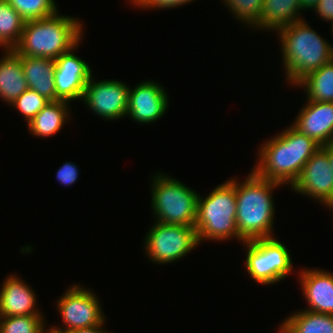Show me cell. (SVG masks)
I'll return each instance as SVG.
<instances>
[{
    "instance_id": "11",
    "label": "cell",
    "mask_w": 333,
    "mask_h": 333,
    "mask_svg": "<svg viewBox=\"0 0 333 333\" xmlns=\"http://www.w3.org/2000/svg\"><path fill=\"white\" fill-rule=\"evenodd\" d=\"M327 153L320 147L306 162L291 190L330 209L333 206V173Z\"/></svg>"
},
{
    "instance_id": "1",
    "label": "cell",
    "mask_w": 333,
    "mask_h": 333,
    "mask_svg": "<svg viewBox=\"0 0 333 333\" xmlns=\"http://www.w3.org/2000/svg\"><path fill=\"white\" fill-rule=\"evenodd\" d=\"M262 144L252 169L258 176L278 182L283 187L293 185L306 162L321 147L292 125Z\"/></svg>"
},
{
    "instance_id": "18",
    "label": "cell",
    "mask_w": 333,
    "mask_h": 333,
    "mask_svg": "<svg viewBox=\"0 0 333 333\" xmlns=\"http://www.w3.org/2000/svg\"><path fill=\"white\" fill-rule=\"evenodd\" d=\"M0 58V99L11 105L28 89L21 56L14 50H4Z\"/></svg>"
},
{
    "instance_id": "6",
    "label": "cell",
    "mask_w": 333,
    "mask_h": 333,
    "mask_svg": "<svg viewBox=\"0 0 333 333\" xmlns=\"http://www.w3.org/2000/svg\"><path fill=\"white\" fill-rule=\"evenodd\" d=\"M151 183V208L155 221L194 226L199 194L178 179L156 172Z\"/></svg>"
},
{
    "instance_id": "2",
    "label": "cell",
    "mask_w": 333,
    "mask_h": 333,
    "mask_svg": "<svg viewBox=\"0 0 333 333\" xmlns=\"http://www.w3.org/2000/svg\"><path fill=\"white\" fill-rule=\"evenodd\" d=\"M281 185L258 176L253 170L246 179H235L236 224L240 243L272 238L275 219L273 190Z\"/></svg>"
},
{
    "instance_id": "25",
    "label": "cell",
    "mask_w": 333,
    "mask_h": 333,
    "mask_svg": "<svg viewBox=\"0 0 333 333\" xmlns=\"http://www.w3.org/2000/svg\"><path fill=\"white\" fill-rule=\"evenodd\" d=\"M232 15L244 25L258 30V21L261 19V10L264 0H222Z\"/></svg>"
},
{
    "instance_id": "5",
    "label": "cell",
    "mask_w": 333,
    "mask_h": 333,
    "mask_svg": "<svg viewBox=\"0 0 333 333\" xmlns=\"http://www.w3.org/2000/svg\"><path fill=\"white\" fill-rule=\"evenodd\" d=\"M235 178L216 186L207 196L198 199L195 229L199 245L204 240L225 241L240 234L236 224Z\"/></svg>"
},
{
    "instance_id": "26",
    "label": "cell",
    "mask_w": 333,
    "mask_h": 333,
    "mask_svg": "<svg viewBox=\"0 0 333 333\" xmlns=\"http://www.w3.org/2000/svg\"><path fill=\"white\" fill-rule=\"evenodd\" d=\"M45 318L42 315L3 317L0 333H44Z\"/></svg>"
},
{
    "instance_id": "23",
    "label": "cell",
    "mask_w": 333,
    "mask_h": 333,
    "mask_svg": "<svg viewBox=\"0 0 333 333\" xmlns=\"http://www.w3.org/2000/svg\"><path fill=\"white\" fill-rule=\"evenodd\" d=\"M25 22L6 0H0V47L3 50H13L18 45Z\"/></svg>"
},
{
    "instance_id": "24",
    "label": "cell",
    "mask_w": 333,
    "mask_h": 333,
    "mask_svg": "<svg viewBox=\"0 0 333 333\" xmlns=\"http://www.w3.org/2000/svg\"><path fill=\"white\" fill-rule=\"evenodd\" d=\"M25 21L49 17L58 11L54 0H6Z\"/></svg>"
},
{
    "instance_id": "34",
    "label": "cell",
    "mask_w": 333,
    "mask_h": 333,
    "mask_svg": "<svg viewBox=\"0 0 333 333\" xmlns=\"http://www.w3.org/2000/svg\"><path fill=\"white\" fill-rule=\"evenodd\" d=\"M130 1L131 4L134 5V7H136V5L141 1V0H128Z\"/></svg>"
},
{
    "instance_id": "33",
    "label": "cell",
    "mask_w": 333,
    "mask_h": 333,
    "mask_svg": "<svg viewBox=\"0 0 333 333\" xmlns=\"http://www.w3.org/2000/svg\"><path fill=\"white\" fill-rule=\"evenodd\" d=\"M328 155V159L333 171V142L321 147ZM333 173V172H332Z\"/></svg>"
},
{
    "instance_id": "22",
    "label": "cell",
    "mask_w": 333,
    "mask_h": 333,
    "mask_svg": "<svg viewBox=\"0 0 333 333\" xmlns=\"http://www.w3.org/2000/svg\"><path fill=\"white\" fill-rule=\"evenodd\" d=\"M303 88L307 100L333 102V60L306 76L297 87Z\"/></svg>"
},
{
    "instance_id": "3",
    "label": "cell",
    "mask_w": 333,
    "mask_h": 333,
    "mask_svg": "<svg viewBox=\"0 0 333 333\" xmlns=\"http://www.w3.org/2000/svg\"><path fill=\"white\" fill-rule=\"evenodd\" d=\"M279 34L286 81L294 87L333 60V45L304 19L276 31Z\"/></svg>"
},
{
    "instance_id": "12",
    "label": "cell",
    "mask_w": 333,
    "mask_h": 333,
    "mask_svg": "<svg viewBox=\"0 0 333 333\" xmlns=\"http://www.w3.org/2000/svg\"><path fill=\"white\" fill-rule=\"evenodd\" d=\"M80 43L55 59L56 101L82 100L85 86L93 76L87 61L74 54Z\"/></svg>"
},
{
    "instance_id": "38",
    "label": "cell",
    "mask_w": 333,
    "mask_h": 333,
    "mask_svg": "<svg viewBox=\"0 0 333 333\" xmlns=\"http://www.w3.org/2000/svg\"><path fill=\"white\" fill-rule=\"evenodd\" d=\"M277 333H284V332L279 328Z\"/></svg>"
},
{
    "instance_id": "14",
    "label": "cell",
    "mask_w": 333,
    "mask_h": 333,
    "mask_svg": "<svg viewBox=\"0 0 333 333\" xmlns=\"http://www.w3.org/2000/svg\"><path fill=\"white\" fill-rule=\"evenodd\" d=\"M292 126L321 147L333 142V102L306 100Z\"/></svg>"
},
{
    "instance_id": "20",
    "label": "cell",
    "mask_w": 333,
    "mask_h": 333,
    "mask_svg": "<svg viewBox=\"0 0 333 333\" xmlns=\"http://www.w3.org/2000/svg\"><path fill=\"white\" fill-rule=\"evenodd\" d=\"M69 103L64 100L49 102L27 125L28 131L41 138L58 133L70 117Z\"/></svg>"
},
{
    "instance_id": "37",
    "label": "cell",
    "mask_w": 333,
    "mask_h": 333,
    "mask_svg": "<svg viewBox=\"0 0 333 333\" xmlns=\"http://www.w3.org/2000/svg\"><path fill=\"white\" fill-rule=\"evenodd\" d=\"M330 26H332L331 29H332V34H333V22L331 23ZM332 36H333V35H332Z\"/></svg>"
},
{
    "instance_id": "17",
    "label": "cell",
    "mask_w": 333,
    "mask_h": 333,
    "mask_svg": "<svg viewBox=\"0 0 333 333\" xmlns=\"http://www.w3.org/2000/svg\"><path fill=\"white\" fill-rule=\"evenodd\" d=\"M21 62L28 89L38 92L50 102L56 101L55 60L21 56Z\"/></svg>"
},
{
    "instance_id": "32",
    "label": "cell",
    "mask_w": 333,
    "mask_h": 333,
    "mask_svg": "<svg viewBox=\"0 0 333 333\" xmlns=\"http://www.w3.org/2000/svg\"><path fill=\"white\" fill-rule=\"evenodd\" d=\"M319 0H300L301 8L302 10L306 11L307 10H313Z\"/></svg>"
},
{
    "instance_id": "8",
    "label": "cell",
    "mask_w": 333,
    "mask_h": 333,
    "mask_svg": "<svg viewBox=\"0 0 333 333\" xmlns=\"http://www.w3.org/2000/svg\"><path fill=\"white\" fill-rule=\"evenodd\" d=\"M144 251L152 263L178 262L199 245L194 226L164 224L158 221L146 232Z\"/></svg>"
},
{
    "instance_id": "28",
    "label": "cell",
    "mask_w": 333,
    "mask_h": 333,
    "mask_svg": "<svg viewBox=\"0 0 333 333\" xmlns=\"http://www.w3.org/2000/svg\"><path fill=\"white\" fill-rule=\"evenodd\" d=\"M79 177V169L77 165L71 162H65L56 173V178L61 185L71 186L77 182Z\"/></svg>"
},
{
    "instance_id": "13",
    "label": "cell",
    "mask_w": 333,
    "mask_h": 333,
    "mask_svg": "<svg viewBox=\"0 0 333 333\" xmlns=\"http://www.w3.org/2000/svg\"><path fill=\"white\" fill-rule=\"evenodd\" d=\"M166 89L154 80L142 81L129 88L127 117L140 124L158 121L167 113L169 105Z\"/></svg>"
},
{
    "instance_id": "4",
    "label": "cell",
    "mask_w": 333,
    "mask_h": 333,
    "mask_svg": "<svg viewBox=\"0 0 333 333\" xmlns=\"http://www.w3.org/2000/svg\"><path fill=\"white\" fill-rule=\"evenodd\" d=\"M55 14L26 21L21 40L13 49L19 56L57 59L83 37L84 25L73 16Z\"/></svg>"
},
{
    "instance_id": "30",
    "label": "cell",
    "mask_w": 333,
    "mask_h": 333,
    "mask_svg": "<svg viewBox=\"0 0 333 333\" xmlns=\"http://www.w3.org/2000/svg\"><path fill=\"white\" fill-rule=\"evenodd\" d=\"M313 11L326 22H333V0H319Z\"/></svg>"
},
{
    "instance_id": "35",
    "label": "cell",
    "mask_w": 333,
    "mask_h": 333,
    "mask_svg": "<svg viewBox=\"0 0 333 333\" xmlns=\"http://www.w3.org/2000/svg\"><path fill=\"white\" fill-rule=\"evenodd\" d=\"M2 320H3V314H2V310L0 308V327H1V324H2Z\"/></svg>"
},
{
    "instance_id": "21",
    "label": "cell",
    "mask_w": 333,
    "mask_h": 333,
    "mask_svg": "<svg viewBox=\"0 0 333 333\" xmlns=\"http://www.w3.org/2000/svg\"><path fill=\"white\" fill-rule=\"evenodd\" d=\"M284 333H333V315L309 310L296 311L281 322Z\"/></svg>"
},
{
    "instance_id": "31",
    "label": "cell",
    "mask_w": 333,
    "mask_h": 333,
    "mask_svg": "<svg viewBox=\"0 0 333 333\" xmlns=\"http://www.w3.org/2000/svg\"><path fill=\"white\" fill-rule=\"evenodd\" d=\"M106 320H104L101 324L99 325H94L91 327H85V328H78V329H74L65 333H109V331H105V329L102 326H105Z\"/></svg>"
},
{
    "instance_id": "10",
    "label": "cell",
    "mask_w": 333,
    "mask_h": 333,
    "mask_svg": "<svg viewBox=\"0 0 333 333\" xmlns=\"http://www.w3.org/2000/svg\"><path fill=\"white\" fill-rule=\"evenodd\" d=\"M129 88L118 80L94 81L92 76L85 86L82 101L98 117L114 121L127 115Z\"/></svg>"
},
{
    "instance_id": "15",
    "label": "cell",
    "mask_w": 333,
    "mask_h": 333,
    "mask_svg": "<svg viewBox=\"0 0 333 333\" xmlns=\"http://www.w3.org/2000/svg\"><path fill=\"white\" fill-rule=\"evenodd\" d=\"M299 273V284L308 303L306 310L333 315V273L305 267Z\"/></svg>"
},
{
    "instance_id": "16",
    "label": "cell",
    "mask_w": 333,
    "mask_h": 333,
    "mask_svg": "<svg viewBox=\"0 0 333 333\" xmlns=\"http://www.w3.org/2000/svg\"><path fill=\"white\" fill-rule=\"evenodd\" d=\"M17 275L4 278L0 289V308L3 317L20 315H42L37 304L36 293Z\"/></svg>"
},
{
    "instance_id": "29",
    "label": "cell",
    "mask_w": 333,
    "mask_h": 333,
    "mask_svg": "<svg viewBox=\"0 0 333 333\" xmlns=\"http://www.w3.org/2000/svg\"><path fill=\"white\" fill-rule=\"evenodd\" d=\"M195 0H141L135 8H148V9H169V8H176L187 3L193 2Z\"/></svg>"
},
{
    "instance_id": "9",
    "label": "cell",
    "mask_w": 333,
    "mask_h": 333,
    "mask_svg": "<svg viewBox=\"0 0 333 333\" xmlns=\"http://www.w3.org/2000/svg\"><path fill=\"white\" fill-rule=\"evenodd\" d=\"M57 302V311L66 327L52 326L49 329L55 333H65L78 328L99 325L105 320L100 299L93 291L82 285H71Z\"/></svg>"
},
{
    "instance_id": "36",
    "label": "cell",
    "mask_w": 333,
    "mask_h": 333,
    "mask_svg": "<svg viewBox=\"0 0 333 333\" xmlns=\"http://www.w3.org/2000/svg\"><path fill=\"white\" fill-rule=\"evenodd\" d=\"M44 333H55V332L51 331V330L48 328Z\"/></svg>"
},
{
    "instance_id": "7",
    "label": "cell",
    "mask_w": 333,
    "mask_h": 333,
    "mask_svg": "<svg viewBox=\"0 0 333 333\" xmlns=\"http://www.w3.org/2000/svg\"><path fill=\"white\" fill-rule=\"evenodd\" d=\"M245 266L250 278L262 285L278 284L293 270L290 251L280 240L262 238L245 241Z\"/></svg>"
},
{
    "instance_id": "19",
    "label": "cell",
    "mask_w": 333,
    "mask_h": 333,
    "mask_svg": "<svg viewBox=\"0 0 333 333\" xmlns=\"http://www.w3.org/2000/svg\"><path fill=\"white\" fill-rule=\"evenodd\" d=\"M301 10L300 0H264L258 30L276 32L285 26L292 25L304 19L300 14Z\"/></svg>"
},
{
    "instance_id": "27",
    "label": "cell",
    "mask_w": 333,
    "mask_h": 333,
    "mask_svg": "<svg viewBox=\"0 0 333 333\" xmlns=\"http://www.w3.org/2000/svg\"><path fill=\"white\" fill-rule=\"evenodd\" d=\"M50 101L38 92L27 89L10 106L24 116L27 124L46 106Z\"/></svg>"
}]
</instances>
